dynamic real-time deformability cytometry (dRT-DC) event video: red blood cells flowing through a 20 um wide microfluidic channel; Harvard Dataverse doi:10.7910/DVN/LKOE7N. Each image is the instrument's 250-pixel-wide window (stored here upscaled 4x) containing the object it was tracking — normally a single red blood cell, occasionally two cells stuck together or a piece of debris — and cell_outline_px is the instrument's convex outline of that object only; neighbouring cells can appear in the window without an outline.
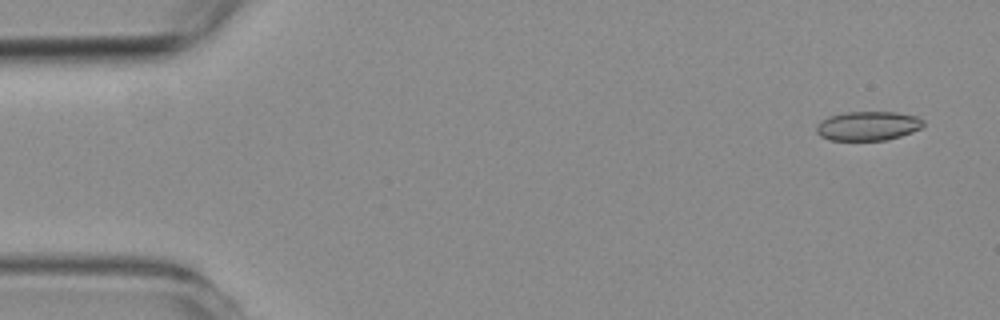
{"species": "common noctule bat (a hibernating species)", "species_latin": "Nyctalus noctula", "temperature_condition": "room temperature", "stored_images_in_passage": 2, "camera_frame_rate_fps": 3000, "um_per_image_px": 0.085, "animal": {"sex": "female", "body_mass_g": 19.3, "forearm_length_mm": 54.1}, "frame": {"image": 1, "passage_image": 2, "time_ms": 1.333, "image_size_px": [1000, 320], "cell_outline_px": [[924, 124], [920, 128], [912, 132], [888, 140], [828, 140], [820, 136], [816, 132], [816, 124], [820, 120], [828, 116], [844, 112], [896, 112], [916, 116], [924, 120]], "centroid_in_image_um": [73.74, 10.7], "position_along_channel_um": 11.3, "area_um2": 18.38}}